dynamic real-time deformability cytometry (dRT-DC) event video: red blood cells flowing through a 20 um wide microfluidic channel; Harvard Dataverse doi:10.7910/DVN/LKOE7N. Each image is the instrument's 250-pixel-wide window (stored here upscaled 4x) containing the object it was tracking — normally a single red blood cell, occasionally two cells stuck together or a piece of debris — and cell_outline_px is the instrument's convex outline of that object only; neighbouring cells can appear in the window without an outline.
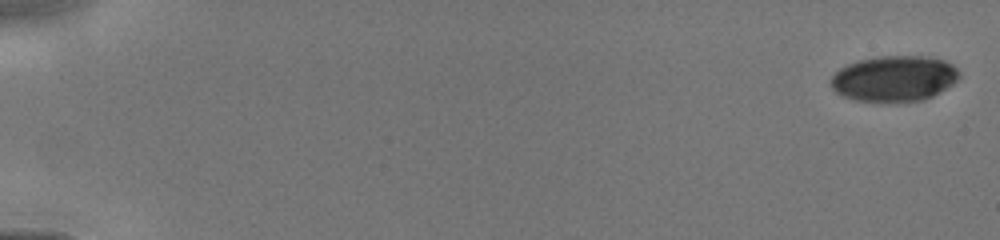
{"species": "human", "species_latin": "Homo sapiens", "temperature_condition": "cold", "stored_images_in_passage": 43, "camera_frame_rate_fps": 3000, "um_per_image_px": 0.085, "donor": {"sex": "male"}, "frame": {"image": 1, "passage_image": 1, "time_ms": 0.0, "image_size_px": [1000, 240], "cell_outline_px": [[960, 76], [952, 84], [940, 92], [924, 100], [880, 104], [852, 100], [840, 96], [832, 88], [832, 76], [840, 68], [848, 64], [860, 60], [880, 56], [920, 56], [944, 60], [952, 64], [960, 72]], "centroid_in_image_um": [75.98, 6.72], "position_along_channel_um": 9.0, "area_um2": 34.74}}
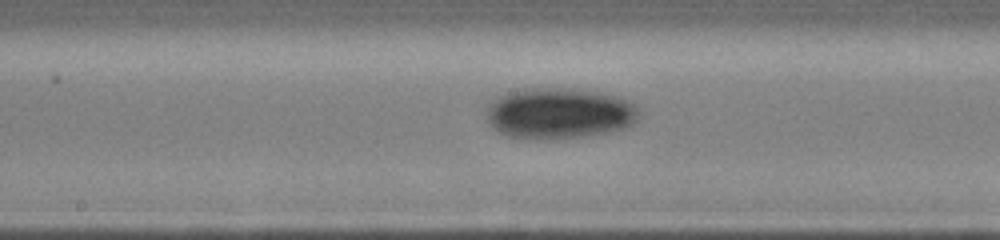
{"frame": {"image": 2, "passage_image": 23, "time_ms": 8.333, "image_size_px": [1000, 240], "cell_outline_px": [[640, 116], [632, 124], [624, 128], [608, 132], [584, 136], [544, 140], [536, 140], [508, 136], [492, 128], [488, 120], [488, 104], [500, 96], [508, 92], [524, 88], [572, 88], [604, 92], [616, 96], [636, 104], [640, 112]], "centroid_in_image_um": [47.56, 9.63], "position_along_channel_um": 200.6, "area_um2": 45.66}}
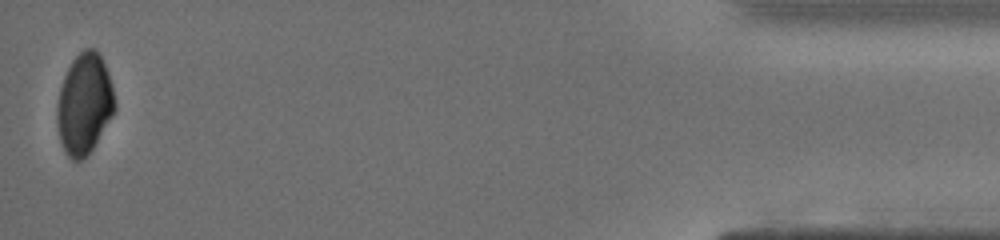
{"frame": {"image": 3, "passage_image": 42, "time_ms": 15.0, "image_size_px": [1000, 240], "cell_outline_px": [[116, 108], [112, 116], [92, 148], [80, 160], [72, 160], [64, 152], [60, 140], [56, 120], [56, 104], [60, 88], [64, 76], [72, 60], [84, 48], [96, 48], [108, 72], [112, 84], [116, 104]], "centroid_in_image_um": [7.16, 8.81], "position_along_channel_um": 428.0, "area_um2": 33.81}}